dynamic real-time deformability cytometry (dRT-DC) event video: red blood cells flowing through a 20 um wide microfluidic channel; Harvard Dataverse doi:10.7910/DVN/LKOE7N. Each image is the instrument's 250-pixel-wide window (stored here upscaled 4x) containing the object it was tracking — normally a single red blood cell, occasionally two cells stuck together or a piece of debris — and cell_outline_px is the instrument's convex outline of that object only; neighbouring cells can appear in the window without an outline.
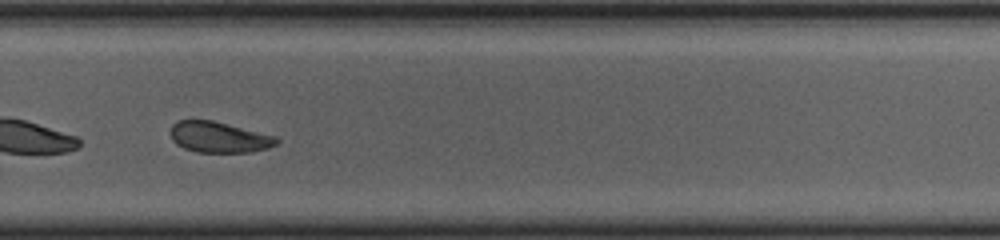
{"species": "common noctule bat (a hibernating species)", "species_latin": "Nyctalus noctula", "temperature_condition": "cold", "stored_images_in_passage": 43, "camera_frame_rate_fps": 3000, "um_per_image_px": 0.085, "animal": {"sex": "female", "body_mass_g": 23.0, "forearm_length_mm": 53.4}, "frame": {"image": 1, "passage_image": 34, "time_ms": 11.0, "image_size_px": [1000, 240], "cell_outline_px": [[280, 140], [276, 144], [268, 148], [248, 152], [196, 152], [184, 148], [176, 144], [172, 140], [172, 124], [176, 120], [212, 120], [276, 136]], "centroid_in_image_um": [18.61, 11.66], "position_along_channel_um": 311.2, "area_um2": 18.96}, "authors_computed_cell_mechanics": {"area_um2": 20.23, "velocity_mm_per_s": 3.6676, "shape_relaxation_time_tau1_ms": 1.8765, "shape_relaxation_time_tau2_ms": 2.907, "deformation_change_tau1": 0.094, "deformation_change_tau2": 0.0847}}